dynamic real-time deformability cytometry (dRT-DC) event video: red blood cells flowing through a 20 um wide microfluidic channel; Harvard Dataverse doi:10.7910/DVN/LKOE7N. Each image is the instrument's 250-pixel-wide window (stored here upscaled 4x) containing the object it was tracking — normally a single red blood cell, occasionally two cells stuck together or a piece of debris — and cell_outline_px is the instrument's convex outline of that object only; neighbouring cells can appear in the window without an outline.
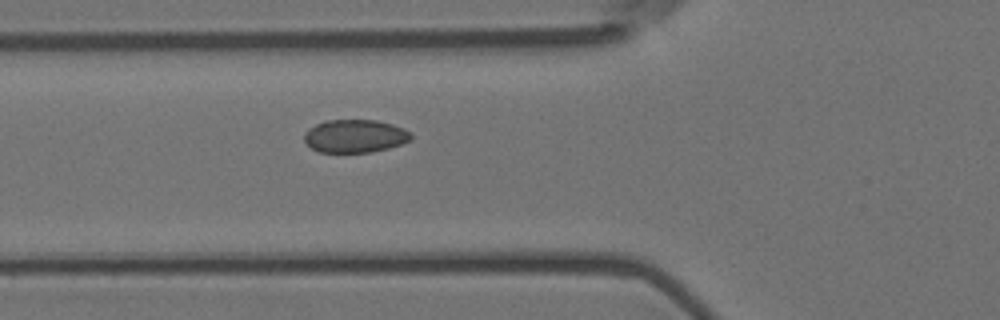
{"species": "Egyptian fruit bat (a non-hibernating species)", "species_latin": "Rousettus aegyptiacus", "temperature_condition": "room temperature", "stored_images_in_passage": 6, "camera_frame_rate_fps": 3000, "um_per_image_px": 0.085, "animal": {"sex": "female"}, "frame": {"image": 1, "passage_image": 6, "time_ms": 1.667, "image_size_px": [1000, 320], "cell_outline_px": [[412, 140], [388, 148], [372, 152], [320, 152], [312, 148], [304, 140], [304, 132], [308, 128], [324, 120], [376, 120], [392, 124], [404, 128], [412, 136]], "centroid_in_image_um": [30.16, 11.56], "position_along_channel_um": 95.6, "area_um2": 20.58}}